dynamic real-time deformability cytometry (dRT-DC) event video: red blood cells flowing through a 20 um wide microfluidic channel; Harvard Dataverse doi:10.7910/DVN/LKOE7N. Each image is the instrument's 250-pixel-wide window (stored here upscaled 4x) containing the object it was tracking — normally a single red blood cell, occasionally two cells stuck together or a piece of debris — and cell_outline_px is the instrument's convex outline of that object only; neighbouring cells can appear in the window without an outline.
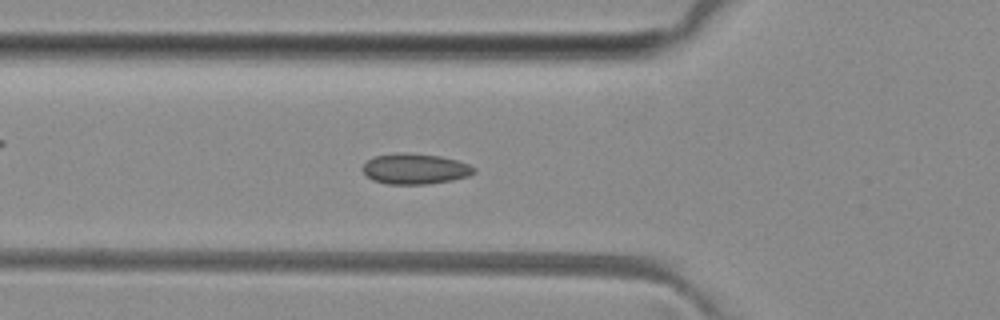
{"species": "common noctule bat (a hibernating species)", "species_latin": "Nyctalus noctula", "temperature_condition": "room temperature", "stored_images_in_passage": 47, "camera_frame_rate_fps": 3000, "um_per_image_px": 0.085, "animal": {"sex": "female", "body_mass_g": 29.2, "forearm_length_mm": 56.3}, "frame": {"image": 1, "passage_image": 13, "time_ms": 4.0, "image_size_px": [1000, 320], "cell_outline_px": [[476, 172], [468, 176], [452, 180], [428, 184], [388, 184], [372, 180], [364, 172], [364, 164], [368, 160], [376, 156], [400, 152], [408, 152], [440, 156], [456, 160], [468, 164], [476, 168]], "centroid_in_image_um": [35.31, 14.35], "position_along_channel_um": 90.5, "area_um2": 19.77}}
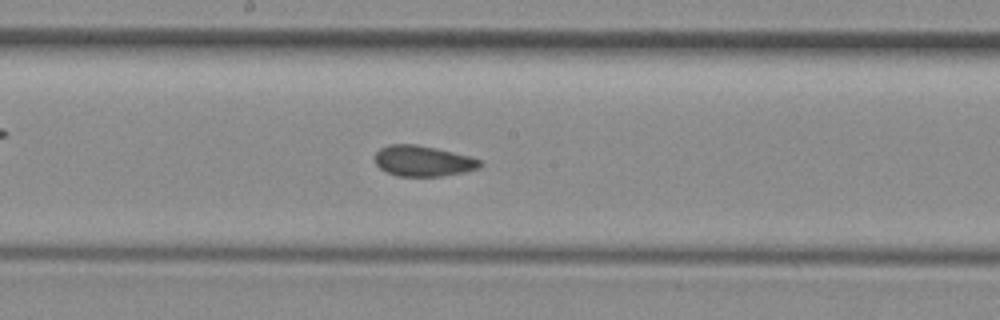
{"frame": {"image": 2, "passage_image": 22, "time_ms": 7.0, "image_size_px": [1000, 320], "cell_outline_px": [[484, 164], [480, 168], [464, 172], [440, 176], [396, 176], [380, 168], [376, 164], [376, 152], [380, 148], [388, 144], [416, 144], [436, 148], [472, 156], [484, 160]], "centroid_in_image_um": [36.02, 13.68], "position_along_channel_um": 212.2, "area_um2": 19.02}}
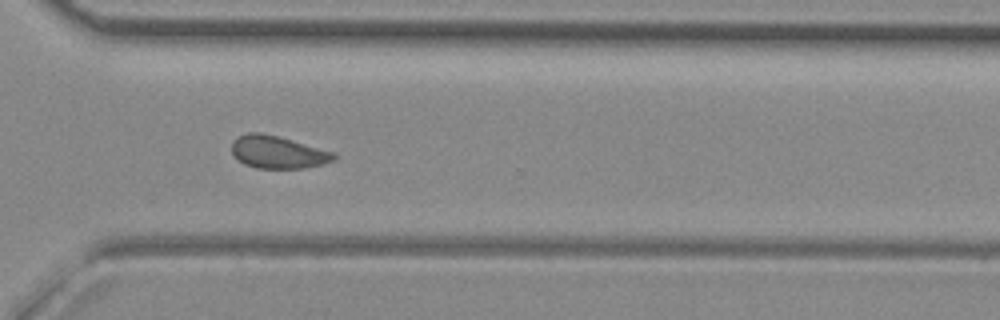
{"frame": {"image": 3, "passage_image": 32, "time_ms": 10.333, "image_size_px": [1000, 320], "cell_outline_px": [[336, 156], [332, 160], [320, 164], [304, 168], [256, 168], [244, 164], [232, 152], [232, 140], [248, 132], [260, 132], [276, 136], [336, 152]], "centroid_in_image_um": [23.6, 12.93], "position_along_channel_um": 347.0, "area_um2": 19.07}, "authors_computed_cell_mechanics": {"area_um2": 19.5942, "velocity_mm_per_s": 4.0427, "shape_relaxation_time_tau1_ms": null, "shape_relaxation_time_tau2_ms": 1.6939, "deformation_change_tau1": null, "deformation_change_tau2": 0.0583}}